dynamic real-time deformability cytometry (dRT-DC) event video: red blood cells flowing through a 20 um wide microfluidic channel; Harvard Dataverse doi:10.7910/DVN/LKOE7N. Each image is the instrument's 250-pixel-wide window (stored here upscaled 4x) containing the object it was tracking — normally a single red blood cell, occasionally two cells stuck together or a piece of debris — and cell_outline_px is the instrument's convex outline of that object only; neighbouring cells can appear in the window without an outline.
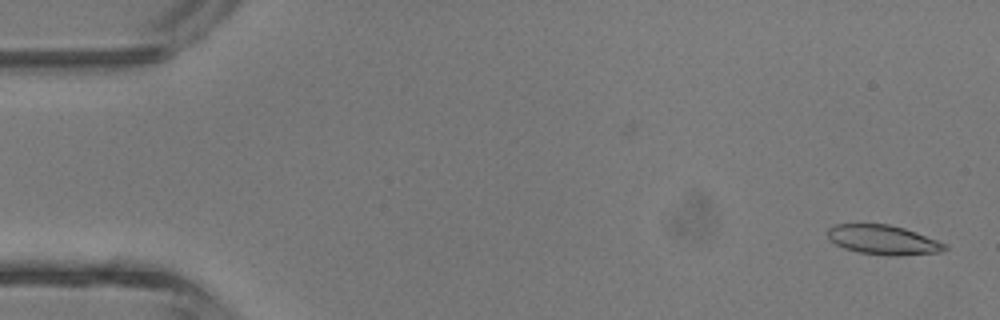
{"species": "common noctule bat (a hibernating species)", "species_latin": "Nyctalus noctula", "temperature_condition": "room temperature", "stored_images_in_passage": 9, "camera_frame_rate_fps": 3000, "um_per_image_px": 0.085, "animal": {"sex": "male", "body_mass_g": 13.3}, "frame": {"image": 1, "passage_image": 2, "time_ms": 0.333, "image_size_px": [1000, 320], "cell_outline_px": [[948, 248], [936, 252], [896, 256], [888, 256], [860, 252], [844, 248], [836, 244], [828, 236], [828, 228], [836, 224], [888, 224], [904, 228], [916, 232], [936, 240], [944, 244]], "centroid_in_image_um": [75.04, 20.38], "position_along_channel_um": 10.0, "area_um2": 19.77}}